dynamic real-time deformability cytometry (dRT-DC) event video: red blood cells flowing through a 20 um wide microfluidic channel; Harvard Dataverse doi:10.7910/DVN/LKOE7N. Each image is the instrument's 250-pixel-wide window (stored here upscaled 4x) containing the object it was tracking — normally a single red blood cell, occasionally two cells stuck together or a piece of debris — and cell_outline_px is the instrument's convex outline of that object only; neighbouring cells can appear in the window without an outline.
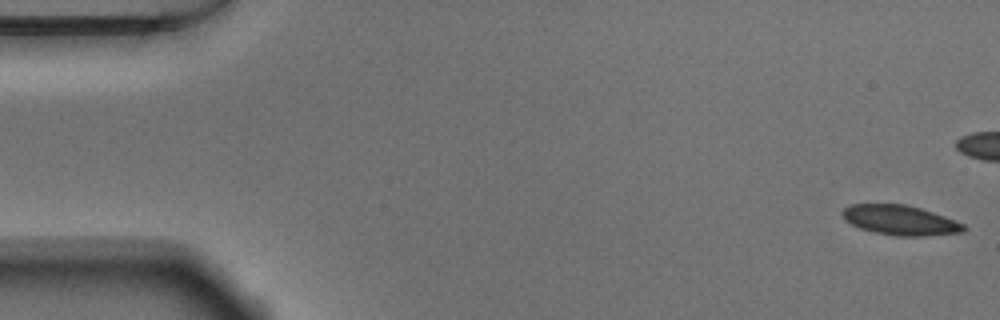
{"species": "Egyptian fruit bat (a non-hibernating species)", "species_latin": "Rousettus aegyptiacus", "temperature_condition": "warm", "stored_images_in_passage": 53, "camera_frame_rate_fps": 3000, "um_per_image_px": 0.085, "animal": {"sex": "male"}, "frame": {"image": 1, "passage_image": 1, "time_ms": 0.0, "image_size_px": [1000, 320], "cell_outline_px": [[968, 228], [964, 232], [924, 236], [896, 236], [872, 232], [860, 228], [844, 220], [840, 212], [844, 208], [852, 204], [904, 204], [920, 208], [944, 216], [964, 224]], "centroid_in_image_um": [76.5, 18.72], "position_along_channel_um": 8.5, "area_um2": 21.15}}
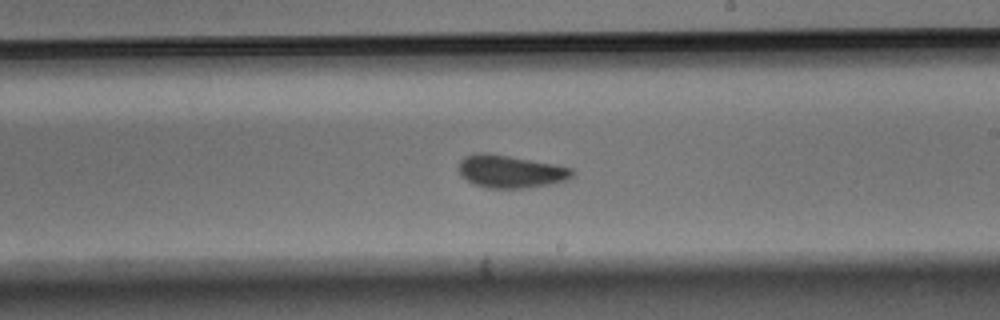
{"frame": {"image": 2, "passage_image": 30, "time_ms": 9.667, "image_size_px": [1000, 320], "cell_outline_px": [[576, 172], [572, 176], [564, 180], [548, 184], [528, 188], [484, 188], [472, 184], [460, 176], [456, 168], [460, 160], [464, 156], [476, 152], [488, 152], [532, 160], [572, 168]], "centroid_in_image_um": [43.29, 14.57], "position_along_channel_um": 245.7, "area_um2": 21.96}}
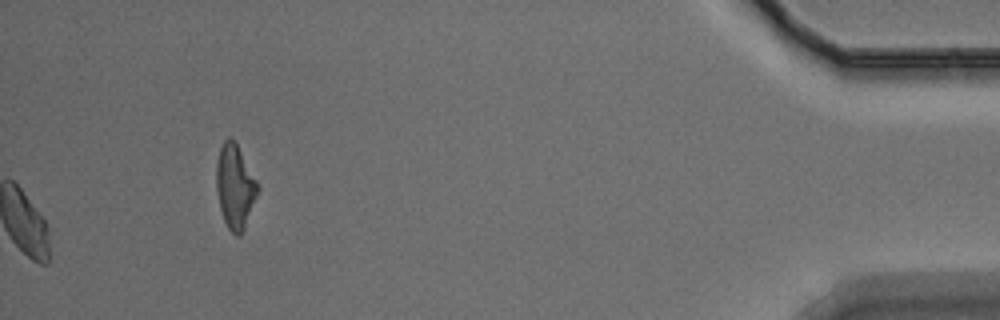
{"frame": {"image": 3, "passage_image": 53, "time_ms": 17.333, "image_size_px": [1000, 320], "cell_outline_px": [[260, 188], [244, 228], [240, 236], [236, 236], [228, 228], [224, 220], [220, 208], [216, 188], [216, 160], [220, 148], [224, 140], [228, 136], [232, 136], [256, 180]], "centroid_in_image_um": [19.96, 15.84], "position_along_channel_um": 415.2, "area_um2": 20.11}, "authors_computed_cell_mechanics": {"area_um2": 21.1548, "velocity_mm_per_s": 3.8088, "shape_relaxation_time_tau1_ms": 3.7325, "shape_relaxation_time_tau2_ms": 1.015, "deformation_change_tau1": 0.0976, "deformation_change_tau2": 0.0401}}